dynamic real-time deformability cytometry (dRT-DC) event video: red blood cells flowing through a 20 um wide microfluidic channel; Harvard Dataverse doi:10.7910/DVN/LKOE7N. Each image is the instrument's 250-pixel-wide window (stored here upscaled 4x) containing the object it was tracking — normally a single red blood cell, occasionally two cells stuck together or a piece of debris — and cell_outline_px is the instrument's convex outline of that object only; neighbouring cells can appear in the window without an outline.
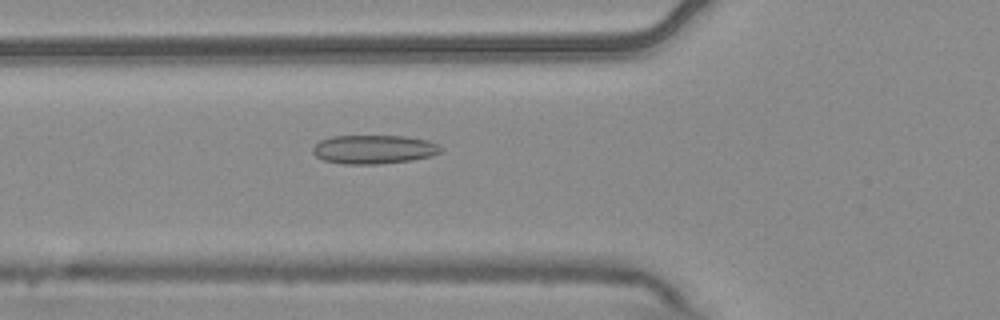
{"species": "common noctule bat (a hibernating species)", "species_latin": "Nyctalus noctula", "temperature_condition": "warm", "stored_images_in_passage": 7, "camera_frame_rate_fps": 3000, "um_per_image_px": 0.085, "animal": {"sex": "male", "body_mass_g": 20.4}, "frame": {"image": 1, "passage_image": 7, "time_ms": 2.0, "image_size_px": [1000, 320], "cell_outline_px": [[440, 152], [432, 156], [412, 160], [376, 164], [344, 164], [324, 160], [316, 156], [312, 152], [312, 148], [320, 140], [332, 136], [404, 136], [428, 140], [436, 144], [440, 148]], "centroid_in_image_um": [31.75, 12.7], "position_along_channel_um": 94.1, "area_um2": 21.39}}